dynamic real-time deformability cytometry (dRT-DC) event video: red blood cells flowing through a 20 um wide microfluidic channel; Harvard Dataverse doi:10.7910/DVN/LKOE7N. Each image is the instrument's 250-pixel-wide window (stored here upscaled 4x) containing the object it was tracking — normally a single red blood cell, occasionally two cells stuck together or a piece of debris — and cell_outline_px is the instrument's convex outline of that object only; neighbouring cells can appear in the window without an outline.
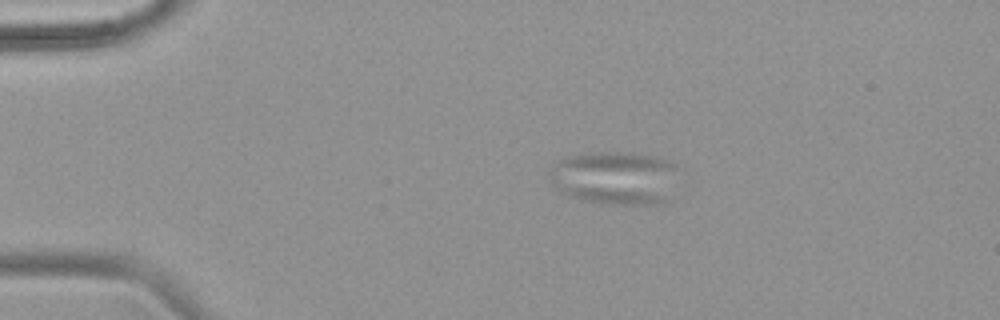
{"species": "common noctule bat (a hibernating species)", "species_latin": "Nyctalus noctula", "temperature_condition": "warm", "stored_images_in_passage": 45, "camera_frame_rate_fps": 3000, "um_per_image_px": 0.085, "animal": {"sex": "female", "body_mass_g": 18.4}, "frame": {"image": 1, "passage_image": 1, "time_ms": 0.0, "image_size_px": [1000, 320], "cell_outline_px": [[676, 168], [664, 200], [648, 204], [600, 204], [584, 200], [572, 196], [552, 180], [548, 172], [560, 160], [576, 156], [600, 152], [616, 152], [656, 156], [676, 164]], "centroid_in_image_um": [52.26, 15.11], "position_along_channel_um": 32.7, "area_um2": 38.26}}
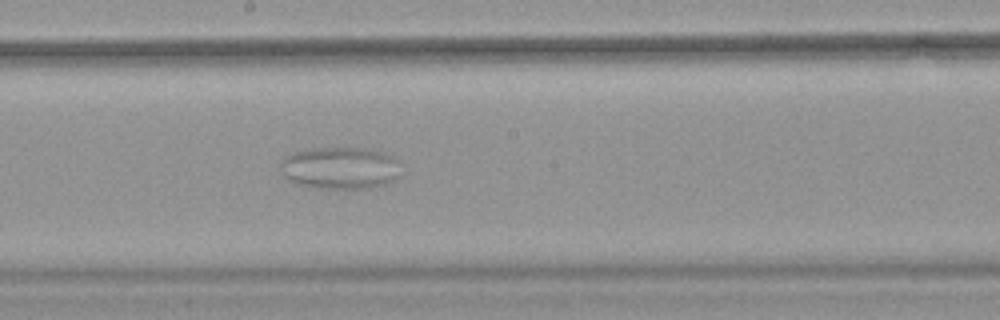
{"frame": {"image": 2, "passage_image": 21, "time_ms": 6.667, "image_size_px": [1000, 320], "cell_outline_px": [[396, 176], [392, 180], [384, 184], [364, 188], [320, 188], [296, 184], [288, 180], [284, 176], [280, 164], [284, 156], [292, 152], [312, 148], [360, 148], [384, 152], [392, 156], [396, 160]], "centroid_in_image_um": [28.81, 14.27], "position_along_channel_um": 219.4, "area_um2": 29.13}}
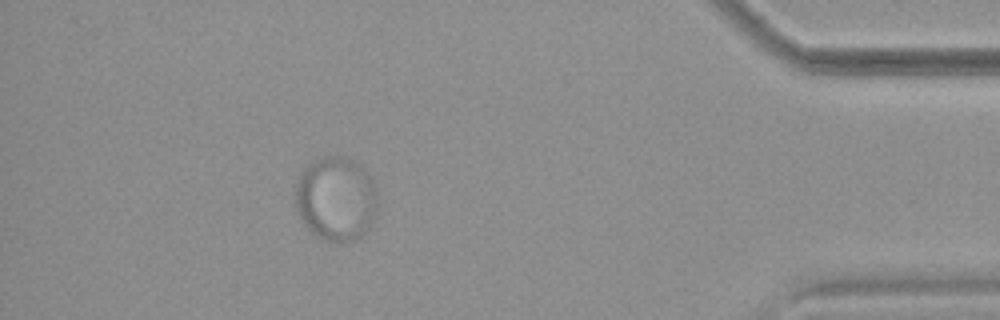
{"frame": {"image": 3, "passage_image": 40, "time_ms": 13.0, "image_size_px": [1000, 320], "cell_outline_px": [[376, 216], [368, 228], [360, 236], [352, 240], [336, 244], [332, 244], [316, 236], [304, 224], [296, 212], [296, 184], [300, 172], [312, 160], [320, 156], [348, 156], [360, 164], [372, 176], [376, 192]], "centroid_in_image_um": [28.55, 16.88], "position_along_channel_um": 406.6, "area_um2": 41.15}}